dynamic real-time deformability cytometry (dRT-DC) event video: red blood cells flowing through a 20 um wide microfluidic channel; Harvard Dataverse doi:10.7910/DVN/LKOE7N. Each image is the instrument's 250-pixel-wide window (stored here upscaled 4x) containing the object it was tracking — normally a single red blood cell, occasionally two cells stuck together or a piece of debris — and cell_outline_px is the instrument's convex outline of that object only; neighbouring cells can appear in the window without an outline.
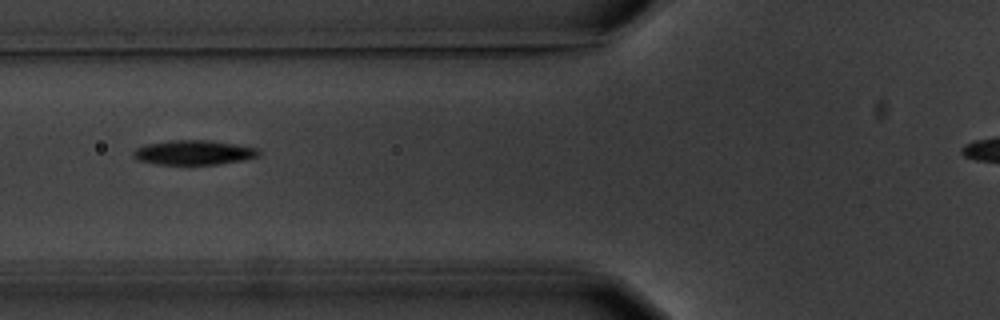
{"species": "common noctule bat (a hibernating species)", "species_latin": "Nyctalus noctula", "temperature_condition": "warm", "stored_images_in_passage": 4, "camera_frame_rate_fps": 3000, "um_per_image_px": 0.085, "animal": {"sex": "male", "body_mass_g": 20.1, "forearm_length_mm": 53.5}, "frame": {"image": 1, "passage_image": 4, "time_ms": 3.333, "image_size_px": [1000, 320], "cell_outline_px": [[260, 156], [240, 160], [216, 164], [156, 164], [140, 160], [132, 156], [132, 152], [136, 148], [148, 144], [172, 140], [208, 140], [256, 148], [260, 152]], "centroid_in_image_um": [16.44, 12.96], "position_along_channel_um": 109.4, "area_um2": 17.57}}